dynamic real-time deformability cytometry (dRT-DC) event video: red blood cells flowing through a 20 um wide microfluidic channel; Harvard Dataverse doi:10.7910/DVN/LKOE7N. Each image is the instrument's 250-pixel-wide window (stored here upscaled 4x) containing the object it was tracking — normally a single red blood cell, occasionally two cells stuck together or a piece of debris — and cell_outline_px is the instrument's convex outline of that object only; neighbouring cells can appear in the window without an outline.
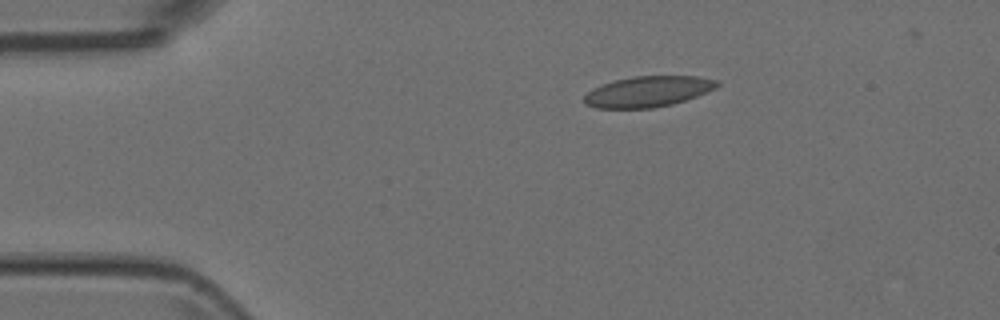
{"species": "Egyptian fruit bat (a non-hibernating species)", "species_latin": "Rousettus aegyptiacus", "temperature_condition": "room temperature", "stored_images_in_passage": 3, "camera_frame_rate_fps": 3000, "um_per_image_px": 0.085, "animal": {"sex": "female"}, "frame": {"image": 1, "passage_image": 1, "time_ms": 0.0, "image_size_px": [1000, 320], "cell_outline_px": [[720, 84], [716, 88], [708, 92], [672, 104], [652, 108], [596, 108], [584, 104], [584, 96], [592, 88], [616, 80], [632, 76], [696, 76], [720, 80]], "centroid_in_image_um": [55.1, 7.78], "position_along_channel_um": 29.9, "area_um2": 23.81}}